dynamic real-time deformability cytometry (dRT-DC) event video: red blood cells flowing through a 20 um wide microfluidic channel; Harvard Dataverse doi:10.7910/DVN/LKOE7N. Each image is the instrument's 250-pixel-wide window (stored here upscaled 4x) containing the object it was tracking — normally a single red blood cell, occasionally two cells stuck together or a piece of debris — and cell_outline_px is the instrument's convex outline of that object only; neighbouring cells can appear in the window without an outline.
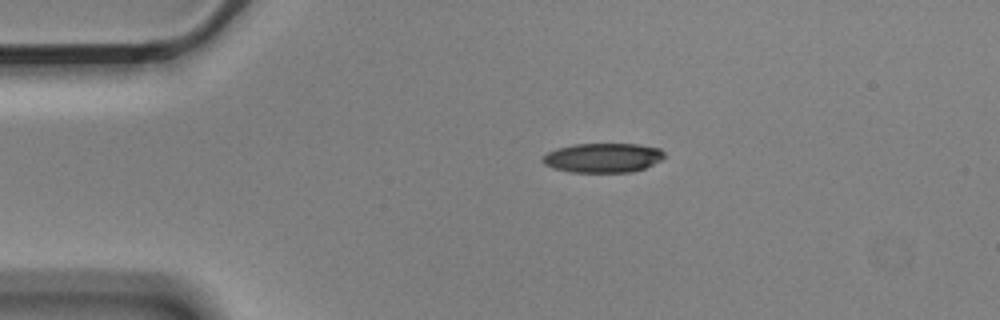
{"species": "Egyptian fruit bat (a non-hibernating species)", "species_latin": "Rousettus aegyptiacus", "temperature_condition": "cold", "stored_images_in_passage": 3, "camera_frame_rate_fps": 3000, "um_per_image_px": 0.085, "animal": {"sex": "male"}, "frame": {"image": 1, "passage_image": 3, "time_ms": 0.667, "image_size_px": [1000, 320], "cell_outline_px": [[664, 156], [660, 160], [644, 168], [632, 172], [572, 172], [552, 168], [544, 164], [540, 160], [548, 152], [556, 148], [572, 144], [640, 144], [660, 148], [664, 152]], "centroid_in_image_um": [51.22, 13.4], "position_along_channel_um": 33.8, "area_um2": 20.92}}